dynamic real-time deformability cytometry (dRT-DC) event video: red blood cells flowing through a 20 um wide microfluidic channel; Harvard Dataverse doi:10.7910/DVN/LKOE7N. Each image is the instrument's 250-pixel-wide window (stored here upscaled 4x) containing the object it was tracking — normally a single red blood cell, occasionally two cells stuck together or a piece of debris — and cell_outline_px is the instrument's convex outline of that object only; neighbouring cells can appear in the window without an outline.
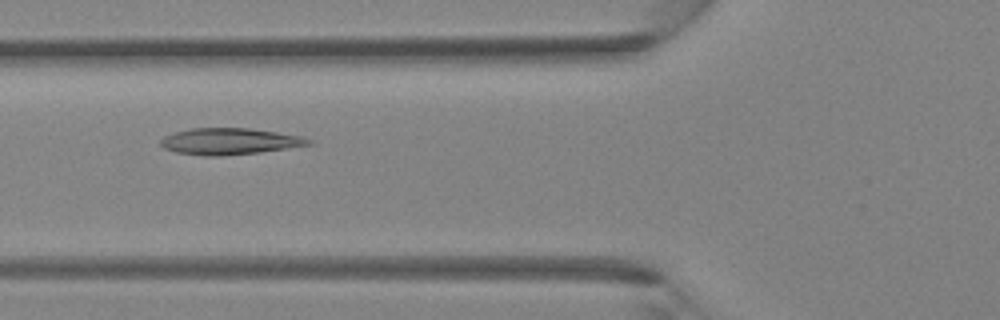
{"species": "Egyptian fruit bat (a non-hibernating species)", "species_latin": "Rousettus aegyptiacus", "temperature_condition": "room temperature", "stored_images_in_passage": 41, "camera_frame_rate_fps": 3000, "um_per_image_px": 0.085, "animal": {"sex": "female"}, "frame": {"image": 1, "passage_image": 16, "time_ms": 5.0, "image_size_px": [1000, 320], "cell_outline_px": [[316, 144], [260, 152], [220, 156], [204, 156], [176, 152], [164, 148], [160, 144], [160, 140], [164, 136], [176, 132], [192, 128], [248, 128], [304, 136], [312, 140]], "centroid_in_image_um": [19.56, 12.02], "position_along_channel_um": 106.2, "area_um2": 22.89}}
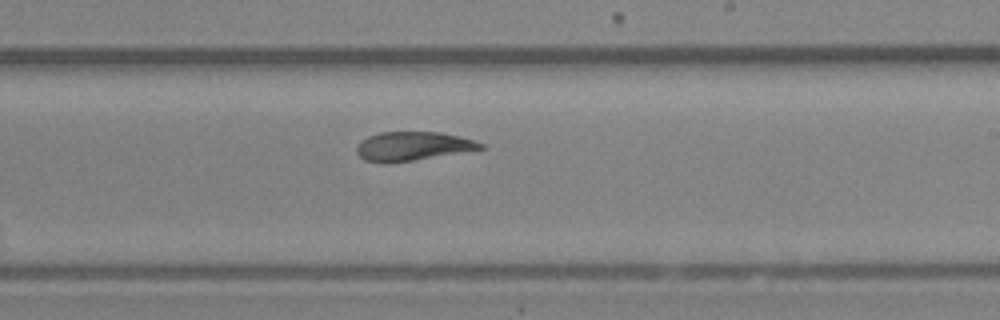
{"frame": {"image": 2, "passage_image": 25, "time_ms": 8.0, "image_size_px": [1000, 320], "cell_outline_px": [[484, 148], [412, 160], [384, 164], [364, 160], [356, 152], [356, 148], [368, 136], [380, 132], [440, 132], [460, 136], [484, 144]], "centroid_in_image_um": [35.04, 12.42], "position_along_channel_um": 254.0, "area_um2": 20.52}}
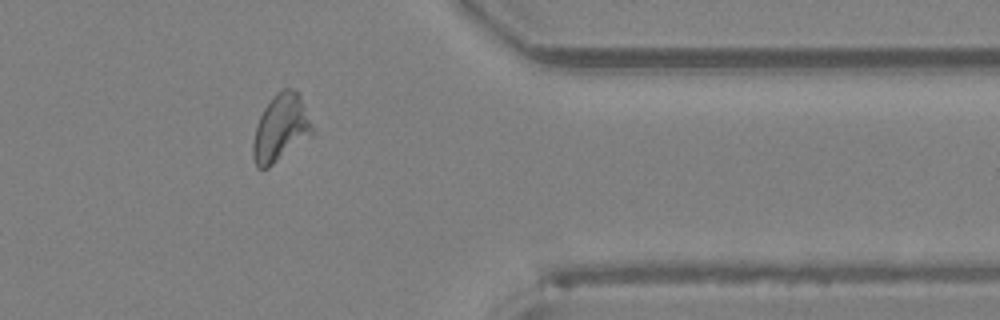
{"frame": {"image": 3, "passage_image": 34, "time_ms": 11.0, "image_size_px": [1000, 320], "cell_outline_px": [[312, 136], [268, 168], [256, 168], [252, 156], [252, 144], [256, 124], [264, 108], [272, 96], [276, 92], [284, 88], [292, 88], [300, 92], [312, 128]], "centroid_in_image_um": [23.84, 10.88], "position_along_channel_um": 387.6, "area_um2": 23.35}}